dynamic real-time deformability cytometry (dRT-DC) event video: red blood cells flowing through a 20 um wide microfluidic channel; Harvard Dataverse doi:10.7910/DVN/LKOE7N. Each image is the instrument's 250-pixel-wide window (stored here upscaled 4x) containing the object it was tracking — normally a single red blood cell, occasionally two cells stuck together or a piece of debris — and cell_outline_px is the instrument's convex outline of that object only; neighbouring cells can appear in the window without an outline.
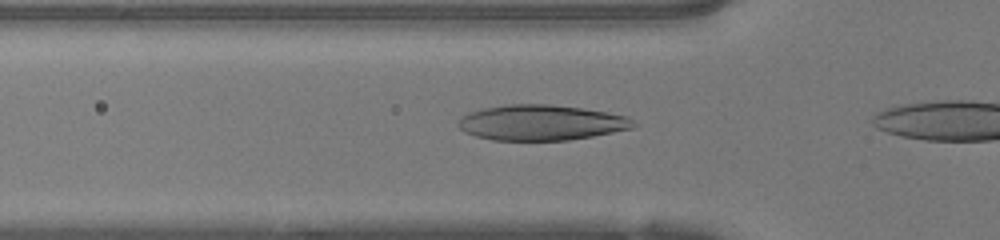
{"species": "human", "species_latin": "Homo sapiens", "temperature_condition": "warm", "stored_images_in_passage": 5, "camera_frame_rate_fps": 3000, "um_per_image_px": 0.085, "donor": {"sex": "female"}, "frame": {"image": 1, "passage_image": 3, "time_ms": 0.667, "image_size_px": [1000, 240], "cell_outline_px": [[640, 124], [636, 128], [592, 136], [568, 140], [492, 140], [476, 136], [464, 132], [456, 124], [460, 116], [468, 112], [484, 108], [508, 104], [548, 104], [580, 108], [608, 112], [628, 116]], "centroid_in_image_um": [46.03, 10.42], "position_along_channel_um": 79.8, "area_um2": 36.53}}